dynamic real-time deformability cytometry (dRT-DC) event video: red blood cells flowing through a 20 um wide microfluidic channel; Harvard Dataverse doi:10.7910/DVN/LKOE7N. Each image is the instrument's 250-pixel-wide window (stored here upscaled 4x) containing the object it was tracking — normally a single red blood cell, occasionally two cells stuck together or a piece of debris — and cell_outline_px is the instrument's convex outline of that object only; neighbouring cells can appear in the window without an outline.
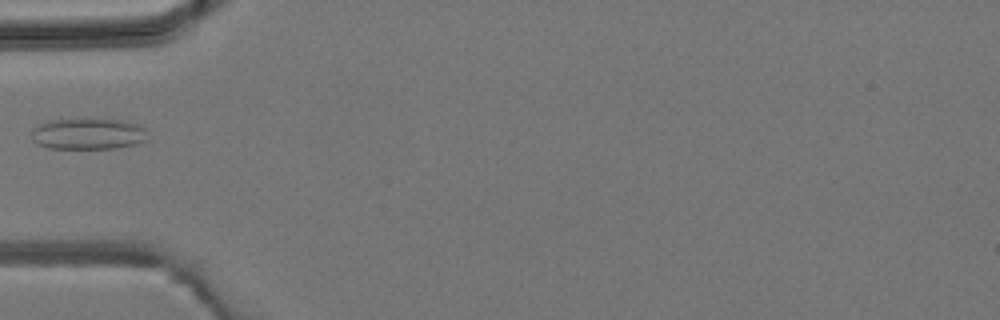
{"species": "common noctule bat (a hibernating species)", "species_latin": "Nyctalus noctula", "temperature_condition": "room temperature", "stored_images_in_passage": 4, "camera_frame_rate_fps": 3000, "um_per_image_px": 0.085, "animal": {"sex": "male", "body_mass_g": 19.2, "forearm_length_mm": 51.8}, "frame": {"image": 1, "passage_image": 4, "time_ms": 5.0, "image_size_px": [1000, 320], "cell_outline_px": [[148, 140], [136, 144], [116, 148], [48, 148], [36, 144], [32, 140], [32, 128], [48, 120], [124, 120], [136, 124], [144, 128]], "centroid_in_image_um": [7.47, 11.39], "position_along_channel_um": 77.5, "area_um2": 20.92}}